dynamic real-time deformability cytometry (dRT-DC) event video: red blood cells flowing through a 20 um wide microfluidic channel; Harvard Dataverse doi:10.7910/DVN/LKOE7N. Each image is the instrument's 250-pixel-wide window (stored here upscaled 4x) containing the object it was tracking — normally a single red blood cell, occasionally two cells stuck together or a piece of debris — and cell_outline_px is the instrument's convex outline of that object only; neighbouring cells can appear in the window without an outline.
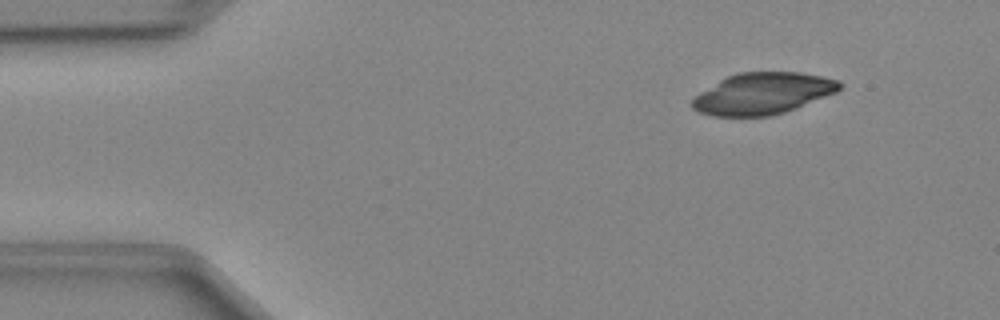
{"species": "Egyptian fruit bat (a non-hibernating species)", "species_latin": "Rousettus aegyptiacus", "temperature_condition": "cold", "stored_images_in_passage": 8, "camera_frame_rate_fps": 3000, "um_per_image_px": 0.085, "animal": {"sex": "female"}, "frame": {"image": 1, "passage_image": 1, "time_ms": 0.0, "image_size_px": [1000, 320], "cell_outline_px": [[844, 84], [836, 92], [796, 108], [772, 116], [712, 116], [700, 112], [692, 108], [692, 100], [700, 92], [720, 80], [728, 76], [740, 72], [800, 72], [840, 80]], "centroid_in_image_um": [64.85, 7.95], "position_along_channel_um": 20.1, "area_um2": 35.49}}